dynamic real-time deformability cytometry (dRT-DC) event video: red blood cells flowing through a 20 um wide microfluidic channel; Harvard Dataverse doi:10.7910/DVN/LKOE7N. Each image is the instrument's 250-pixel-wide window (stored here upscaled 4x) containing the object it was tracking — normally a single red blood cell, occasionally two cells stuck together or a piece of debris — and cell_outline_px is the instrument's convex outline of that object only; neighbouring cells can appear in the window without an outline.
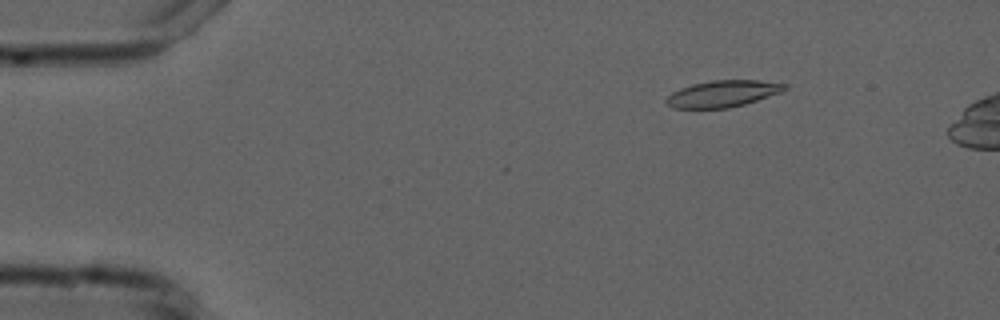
{"species": "common noctule bat (a hibernating species)", "species_latin": "Nyctalus noctula", "temperature_condition": "cold", "stored_images_in_passage": 5, "camera_frame_rate_fps": 3000, "um_per_image_px": 0.085, "animal": {"sex": "male", "forearm_length_mm": 52.5}, "frame": {"image": 1, "passage_image": 2, "time_ms": 2.0, "image_size_px": [1000, 320], "cell_outline_px": [[788, 88], [780, 92], [744, 104], [728, 108], [676, 108], [668, 104], [664, 100], [672, 92], [680, 88], [692, 84], [712, 80], [756, 80], [788, 84]], "centroid_in_image_um": [61.42, 7.95], "position_along_channel_um": 23.6, "area_um2": 18.15}}